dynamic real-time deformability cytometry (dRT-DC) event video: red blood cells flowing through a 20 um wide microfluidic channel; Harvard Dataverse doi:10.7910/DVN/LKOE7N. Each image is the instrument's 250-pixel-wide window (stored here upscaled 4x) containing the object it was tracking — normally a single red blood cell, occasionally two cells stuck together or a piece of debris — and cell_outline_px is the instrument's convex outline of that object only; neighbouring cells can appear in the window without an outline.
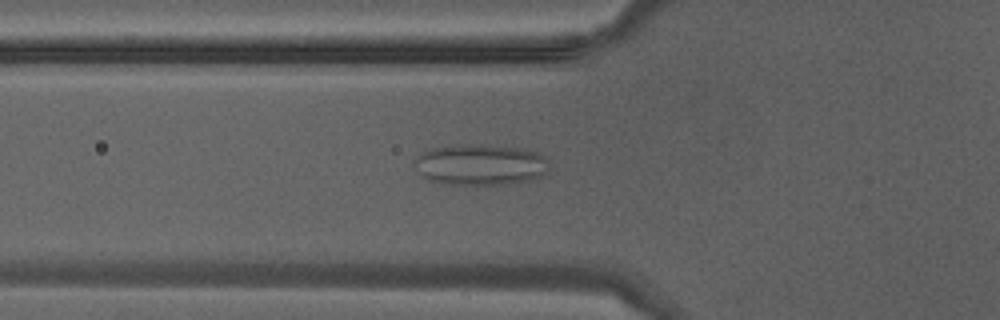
{"species": "Egyptian fruit bat (a non-hibernating species)", "species_latin": "Rousettus aegyptiacus", "temperature_condition": "warm", "stored_images_in_passage": 37, "camera_frame_rate_fps": 3000, "um_per_image_px": 0.085, "animal": {"sex": "male"}, "frame": {"image": 1, "passage_image": 11, "time_ms": 3.333, "image_size_px": [1000, 320], "cell_outline_px": [[548, 172], [544, 176], [532, 180], [500, 184], [444, 184], [428, 180], [416, 172], [412, 164], [412, 160], [424, 152], [432, 148], [460, 144], [484, 144], [524, 148], [540, 152], [548, 156]], "centroid_in_image_um": [40.85, 13.98], "position_along_channel_um": 84.9, "area_um2": 33.0}}